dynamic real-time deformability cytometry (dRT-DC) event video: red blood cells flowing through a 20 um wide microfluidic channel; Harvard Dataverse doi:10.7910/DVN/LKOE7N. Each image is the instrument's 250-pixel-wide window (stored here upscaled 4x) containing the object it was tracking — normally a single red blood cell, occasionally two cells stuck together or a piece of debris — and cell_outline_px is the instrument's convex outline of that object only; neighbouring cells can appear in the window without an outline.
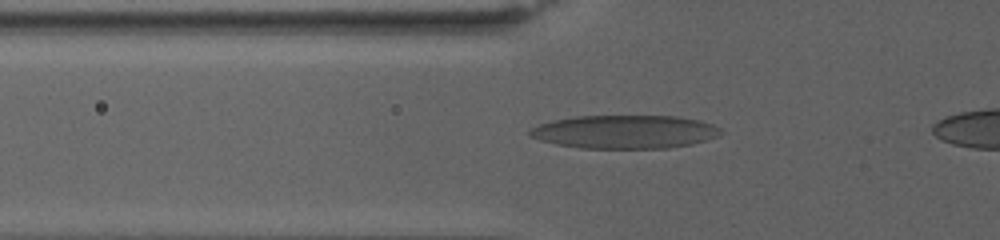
{"species": "human", "species_latin": "Homo sapiens", "temperature_condition": "warm", "stored_images_in_passage": 20, "camera_frame_rate_fps": 3000, "um_per_image_px": 0.085, "donor": {"sex": "female"}, "frame": {"image": 1, "passage_image": 7, "time_ms": 3.333, "image_size_px": [1000, 240], "cell_outline_px": [[720, 132], [716, 136], [692, 144], [668, 148], [580, 148], [556, 144], [540, 140], [528, 136], [528, 132], [532, 128], [540, 124], [552, 120], [576, 116], [676, 116], [700, 120], [712, 124], [720, 128]], "centroid_in_image_um": [53.07, 11.2], "position_along_channel_um": 72.7, "area_um2": 37.05}}
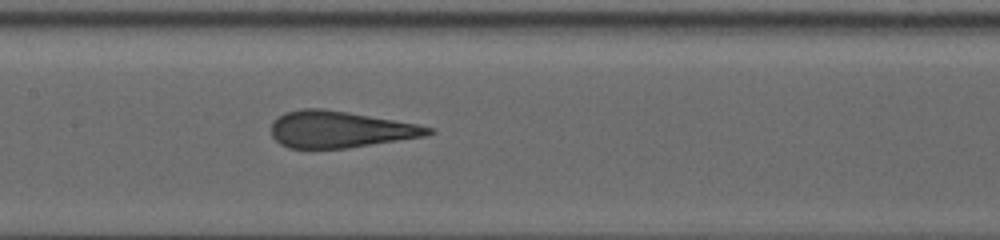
{"frame": {"image": 2, "passage_image": 15, "time_ms": 7.333, "image_size_px": [1000, 240], "cell_outline_px": [[436, 132], [424, 136], [344, 148], [288, 148], [280, 144], [272, 136], [272, 124], [284, 112], [304, 108], [324, 108], [348, 112], [416, 124], [432, 128]], "centroid_in_image_um": [28.86, 10.99], "position_along_channel_um": 178.5, "area_um2": 33.0}}
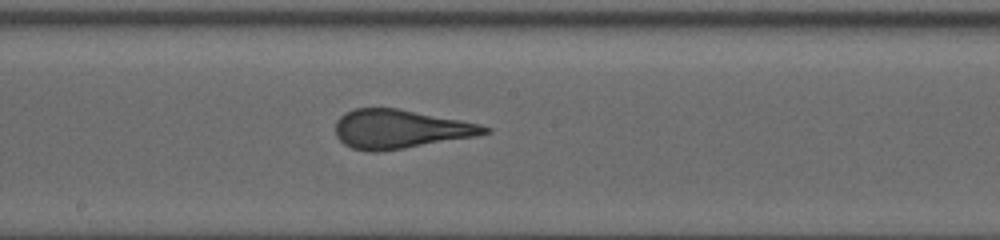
{"frame": {"image": 3, "passage_image": 18, "time_ms": 8.667, "image_size_px": [1000, 240], "cell_outline_px": [[492, 132], [476, 136], [380, 152], [368, 152], [352, 148], [344, 144], [336, 136], [336, 120], [344, 112], [352, 108], [396, 108], [460, 120], [480, 124], [492, 128]], "centroid_in_image_um": [33.99, 10.97], "position_along_channel_um": 214.2, "area_um2": 33.76}}